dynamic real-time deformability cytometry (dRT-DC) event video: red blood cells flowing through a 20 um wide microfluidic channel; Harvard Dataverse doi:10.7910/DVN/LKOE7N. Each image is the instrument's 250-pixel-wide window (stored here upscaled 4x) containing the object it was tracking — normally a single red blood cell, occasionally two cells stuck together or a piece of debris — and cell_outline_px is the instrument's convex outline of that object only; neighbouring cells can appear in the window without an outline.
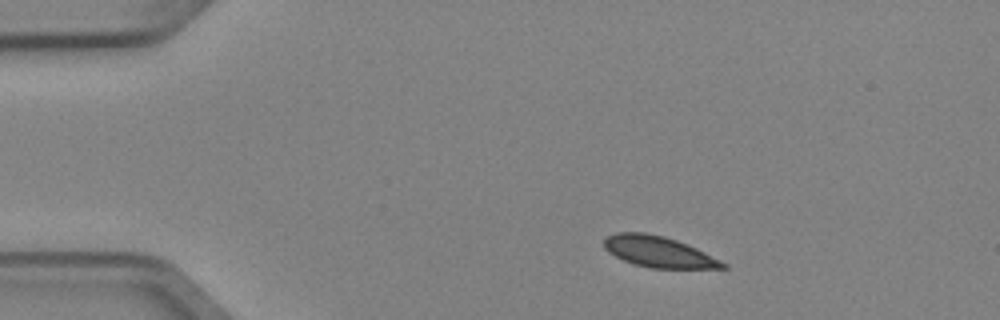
{"species": "Egyptian fruit bat (a non-hibernating species)", "species_latin": "Rousettus aegyptiacus", "temperature_condition": "cold", "stored_images_in_passage": 7, "camera_frame_rate_fps": 3000, "um_per_image_px": 0.085, "animal": {"sex": "female"}, "frame": {"image": 1, "passage_image": 1, "time_ms": 0.0, "image_size_px": [1000, 320], "cell_outline_px": [[728, 268], [652, 268], [632, 264], [608, 252], [604, 248], [604, 240], [608, 236], [616, 232], [644, 232], [664, 236], [688, 244], [728, 264]], "centroid_in_image_um": [55.97, 21.4], "position_along_channel_um": 29.0, "area_um2": 21.39}}
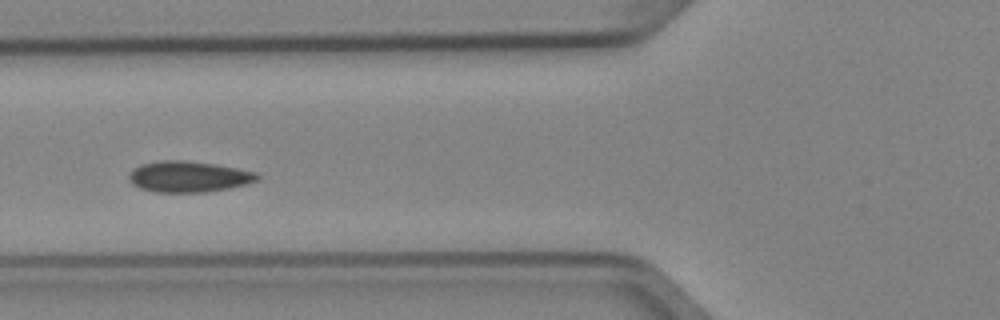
{"frame": {"image": 2, "passage_image": 4, "time_ms": 1.0, "image_size_px": [1000, 320], "cell_outline_px": [[260, 180], [248, 184], [228, 188], [204, 192], [156, 192], [140, 188], [132, 184], [128, 180], [128, 176], [132, 168], [140, 164], [160, 160], [184, 160], [216, 164], [256, 172], [260, 176]], "centroid_in_image_um": [16.02, 15.01], "position_along_channel_um": 109.8, "area_um2": 23.41}}
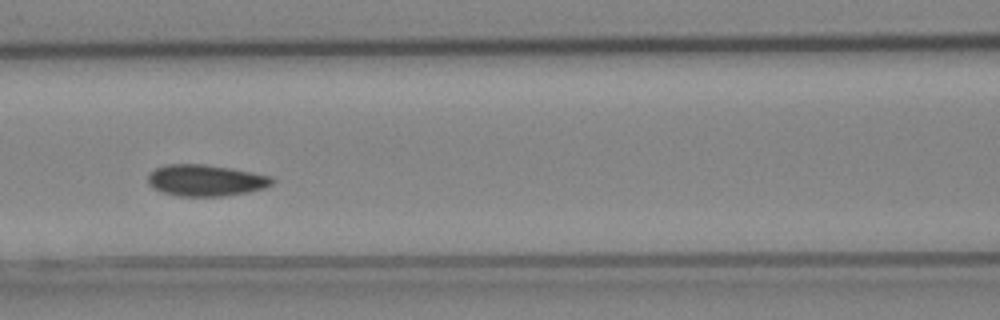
{"frame": {"image": 3, "passage_image": 5, "time_ms": 1.333, "image_size_px": [1000, 320], "cell_outline_px": [[276, 180], [272, 184], [264, 188], [248, 192], [220, 196], [176, 196], [152, 188], [148, 184], [148, 176], [156, 168], [168, 164], [204, 164], [232, 168], [272, 176]], "centroid_in_image_um": [17.5, 15.33], "position_along_channel_um": 149.1, "area_um2": 22.77}}